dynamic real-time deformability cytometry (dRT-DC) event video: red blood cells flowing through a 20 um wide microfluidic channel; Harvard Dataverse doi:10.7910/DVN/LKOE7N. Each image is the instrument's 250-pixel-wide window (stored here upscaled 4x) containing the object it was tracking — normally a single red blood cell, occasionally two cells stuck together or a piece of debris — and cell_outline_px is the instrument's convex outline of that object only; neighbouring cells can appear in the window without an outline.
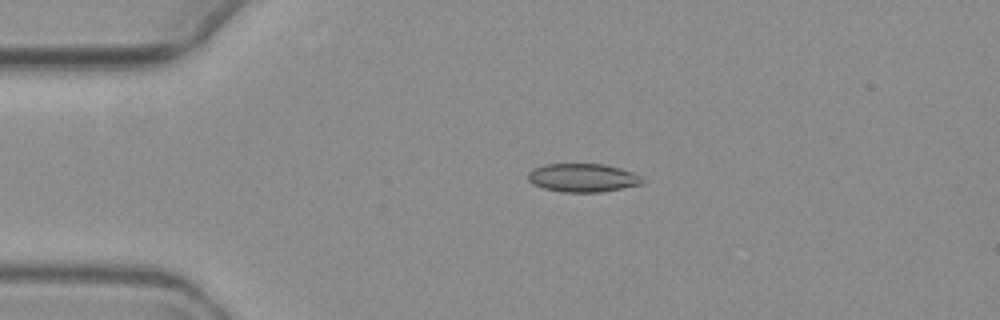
{"species": "common noctule bat (a hibernating species)", "species_latin": "Nyctalus noctula", "temperature_condition": "warm", "stored_images_in_passage": 4, "camera_frame_rate_fps": 3000, "um_per_image_px": 0.085, "animal": {"sex": "female", "body_mass_g": 19.3, "forearm_length_mm": 54.1}, "frame": {"image": 1, "passage_image": 3, "time_ms": 2.333, "image_size_px": [1000, 320], "cell_outline_px": [[644, 184], [600, 192], [564, 192], [544, 188], [532, 184], [528, 180], [528, 172], [532, 168], [544, 164], [604, 164], [620, 168], [632, 172], [640, 176], [644, 180]], "centroid_in_image_um": [49.52, 15.1], "position_along_channel_um": 35.5, "area_um2": 19.02}}
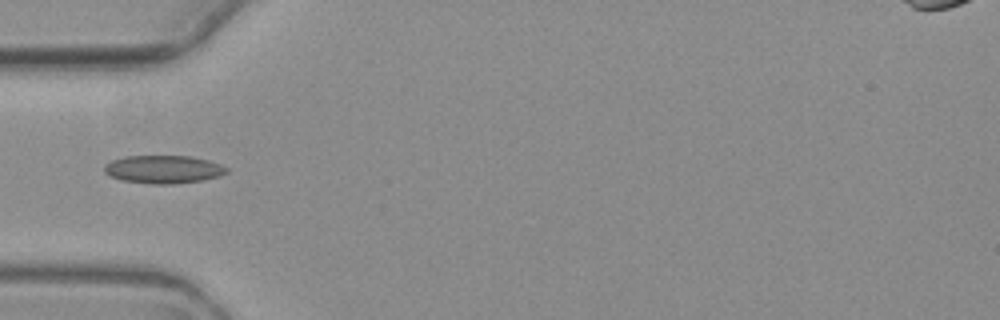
{"frame": {"image": 2, "passage_image": 4, "time_ms": 4.333, "image_size_px": [1000, 320], "cell_outline_px": [[228, 172], [220, 176], [204, 180], [172, 184], [152, 184], [120, 180], [104, 172], [104, 164], [112, 160], [124, 156], [192, 156], [208, 160], [220, 164], [228, 168]], "centroid_in_image_um": [13.9, 14.39], "position_along_channel_um": 71.1, "area_um2": 20.11}}